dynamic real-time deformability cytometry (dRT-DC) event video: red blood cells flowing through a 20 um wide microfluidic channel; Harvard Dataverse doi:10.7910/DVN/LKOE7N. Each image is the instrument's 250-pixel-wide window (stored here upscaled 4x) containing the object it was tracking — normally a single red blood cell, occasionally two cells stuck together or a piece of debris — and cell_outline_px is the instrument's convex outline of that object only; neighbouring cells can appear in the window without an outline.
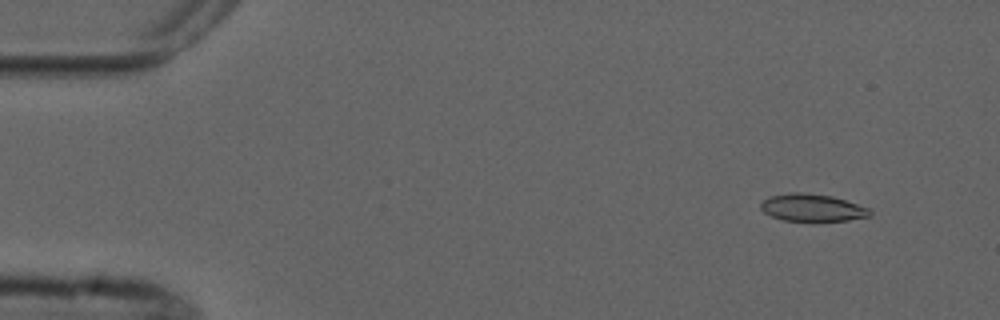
{"species": "common noctule bat (a hibernating species)", "species_latin": "Nyctalus noctula", "temperature_condition": "cold", "stored_images_in_passage": 6, "camera_frame_rate_fps": 3000, "um_per_image_px": 0.085, "animal": {"sex": "male", "forearm_length_mm": 52.5}, "frame": {"image": 1, "passage_image": 2, "time_ms": 1.333, "image_size_px": [1000, 320], "cell_outline_px": [[872, 216], [848, 220], [784, 220], [772, 216], [764, 212], [760, 208], [760, 204], [768, 196], [792, 192], [800, 192], [832, 196], [872, 208]], "centroid_in_image_um": [69.08, 17.64], "position_along_channel_um": 15.9, "area_um2": 17.34}}
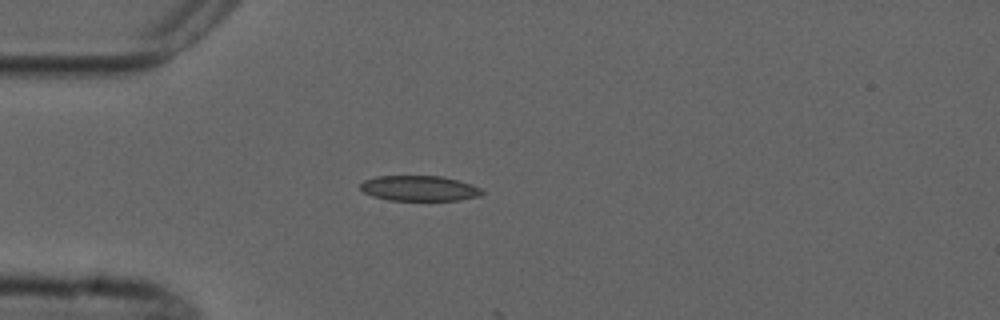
{"frame": {"image": 2, "passage_image": 5, "time_ms": 4.667, "image_size_px": [1000, 320], "cell_outline_px": [[484, 192], [480, 196], [460, 200], [388, 200], [372, 196], [364, 192], [360, 188], [360, 184], [364, 180], [376, 176], [440, 176], [472, 184], [480, 188]], "centroid_in_image_um": [35.63, 16.01], "position_along_channel_um": 49.4, "area_um2": 17.92}}